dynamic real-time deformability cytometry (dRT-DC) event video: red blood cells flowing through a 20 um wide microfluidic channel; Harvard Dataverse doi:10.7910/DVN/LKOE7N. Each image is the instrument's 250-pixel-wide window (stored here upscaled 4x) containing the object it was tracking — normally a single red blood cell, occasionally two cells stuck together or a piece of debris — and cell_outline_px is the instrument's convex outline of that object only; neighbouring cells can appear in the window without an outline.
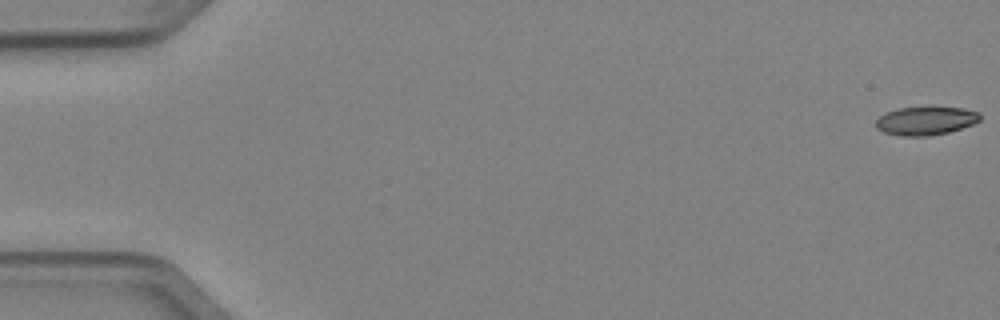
{"species": "Egyptian fruit bat (a non-hibernating species)", "species_latin": "Rousettus aegyptiacus", "temperature_condition": "cold", "stored_images_in_passage": 6, "camera_frame_rate_fps": 3000, "um_per_image_px": 0.085, "animal": {"sex": "female"}, "frame": {"image": 1, "passage_image": 1, "time_ms": 0.0, "image_size_px": [1000, 320], "cell_outline_px": [[980, 120], [972, 124], [948, 132], [928, 136], [900, 136], [884, 132], [876, 128], [876, 120], [880, 116], [896, 108], [932, 104], [964, 108], [980, 112]], "centroid_in_image_um": [78.7, 10.21], "position_along_channel_um": 6.3, "area_um2": 17.98}}
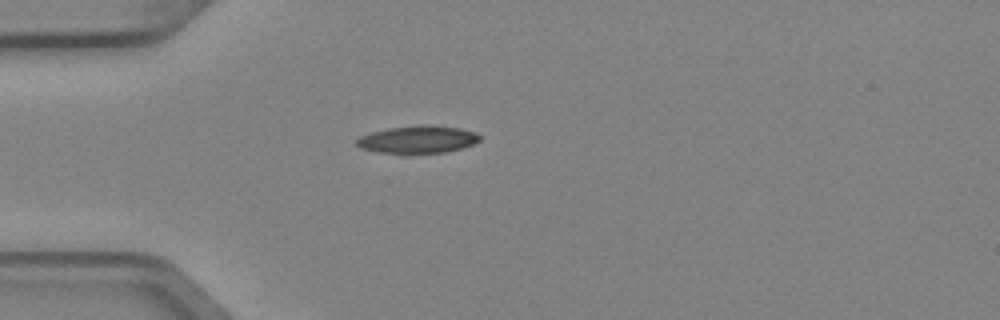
{"frame": {"image": 2, "passage_image": 4, "time_ms": 1.0, "image_size_px": [1000, 320], "cell_outline_px": [[480, 140], [472, 144], [460, 148], [444, 152], [408, 156], [404, 156], [376, 152], [360, 148], [356, 144], [356, 140], [360, 136], [372, 132], [388, 128], [456, 128], [476, 132], [480, 136]], "centroid_in_image_um": [35.42, 11.96], "position_along_channel_um": 49.6, "area_um2": 19.31}}
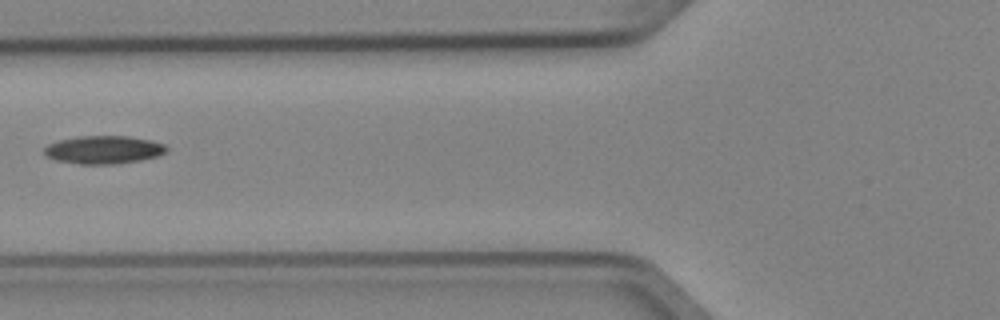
{"frame": {"image": 3, "passage_image": 6, "time_ms": 1.667, "image_size_px": [1000, 320], "cell_outline_px": [[168, 148], [164, 152], [156, 156], [140, 160], [112, 164], [80, 164], [56, 160], [48, 156], [44, 152], [44, 148], [48, 144], [60, 140], [80, 136], [128, 136], [148, 140], [164, 144]], "centroid_in_image_um": [8.79, 12.73], "position_along_channel_um": 117.0, "area_um2": 19.65}}